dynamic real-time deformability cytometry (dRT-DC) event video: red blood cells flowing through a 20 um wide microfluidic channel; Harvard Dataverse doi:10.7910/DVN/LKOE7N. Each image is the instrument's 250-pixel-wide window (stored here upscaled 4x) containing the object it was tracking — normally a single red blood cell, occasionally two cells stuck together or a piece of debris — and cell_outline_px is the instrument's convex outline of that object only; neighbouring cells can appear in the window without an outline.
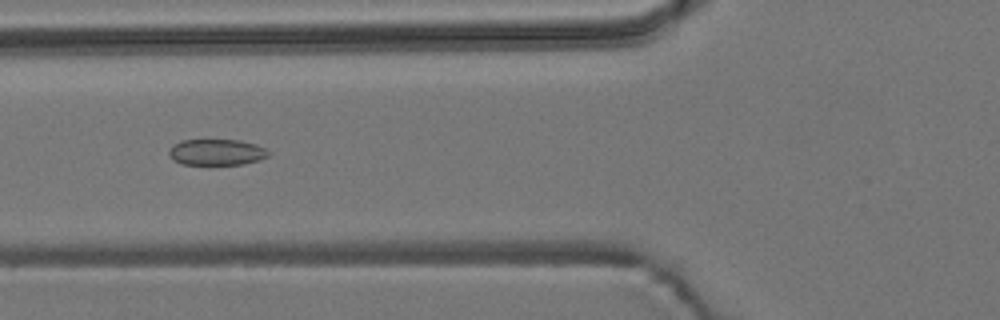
{"species": "common noctule bat (a hibernating species)", "species_latin": "Nyctalus noctula", "temperature_condition": "room temperature", "stored_images_in_passage": 6, "camera_frame_rate_fps": 3000, "um_per_image_px": 0.085, "animal": {"sex": "male", "body_mass_g": 19.2, "forearm_length_mm": 51.8}, "frame": {"image": 1, "passage_image": 4, "time_ms": 1.0, "image_size_px": [1000, 320], "cell_outline_px": [[272, 152], [268, 156], [260, 160], [244, 164], [180, 164], [172, 160], [168, 156], [168, 152], [172, 144], [180, 140], [240, 140], [256, 144]], "centroid_in_image_um": [18.39, 12.93], "position_along_channel_um": 107.4, "area_um2": 15.37}}
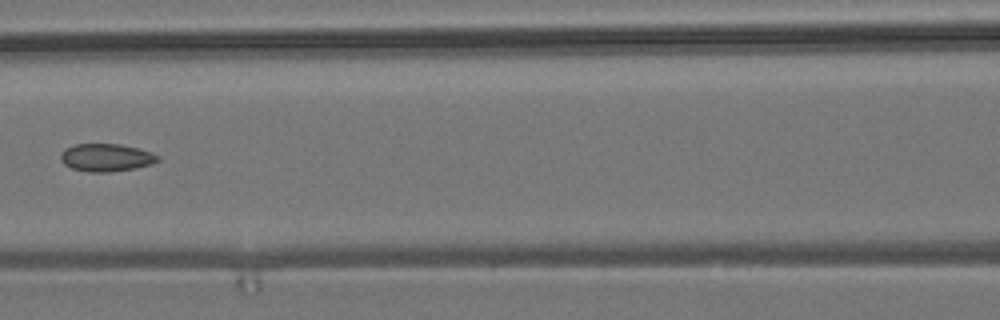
{"frame": {"image": 2, "passage_image": 5, "time_ms": 1.333, "image_size_px": [1000, 320], "cell_outline_px": [[160, 160], [152, 164], [136, 168], [108, 172], [88, 172], [72, 168], [64, 164], [60, 160], [60, 152], [64, 148], [76, 144], [120, 144], [152, 152], [160, 156]], "centroid_in_image_um": [9.02, 13.39], "position_along_channel_um": 157.6, "area_um2": 15.84}}
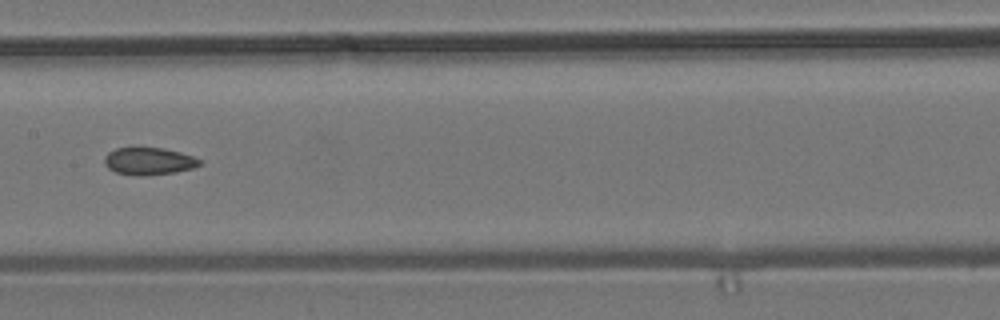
{"frame": {"image": 3, "passage_image": 6, "time_ms": 1.667, "image_size_px": [1000, 320], "cell_outline_px": [[204, 164], [192, 168], [176, 172], [140, 176], [116, 172], [108, 168], [104, 164], [104, 156], [108, 152], [116, 148], [132, 144], [136, 144], [164, 148], [180, 152], [192, 156], [200, 160]], "centroid_in_image_um": [12.61, 13.64], "position_along_channel_um": 194.8, "area_um2": 15.9}}